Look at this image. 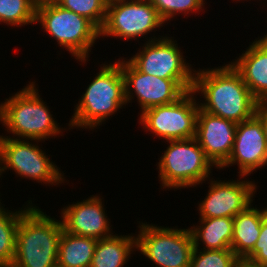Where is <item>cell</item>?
<instances>
[{
  "label": "cell",
  "mask_w": 267,
  "mask_h": 267,
  "mask_svg": "<svg viewBox=\"0 0 267 267\" xmlns=\"http://www.w3.org/2000/svg\"><path fill=\"white\" fill-rule=\"evenodd\" d=\"M45 32L69 51L79 62L86 63L91 47L100 38V30L86 17L61 7L58 3L36 8V21Z\"/></svg>",
  "instance_id": "8992f818"
},
{
  "label": "cell",
  "mask_w": 267,
  "mask_h": 267,
  "mask_svg": "<svg viewBox=\"0 0 267 267\" xmlns=\"http://www.w3.org/2000/svg\"><path fill=\"white\" fill-rule=\"evenodd\" d=\"M166 23L177 14H190L203 11L204 0H148ZM184 12V13H183ZM190 12V13H189Z\"/></svg>",
  "instance_id": "484cf974"
},
{
  "label": "cell",
  "mask_w": 267,
  "mask_h": 267,
  "mask_svg": "<svg viewBox=\"0 0 267 267\" xmlns=\"http://www.w3.org/2000/svg\"><path fill=\"white\" fill-rule=\"evenodd\" d=\"M97 239L77 236L63 229L58 245L57 267H90Z\"/></svg>",
  "instance_id": "44dd1931"
},
{
  "label": "cell",
  "mask_w": 267,
  "mask_h": 267,
  "mask_svg": "<svg viewBox=\"0 0 267 267\" xmlns=\"http://www.w3.org/2000/svg\"><path fill=\"white\" fill-rule=\"evenodd\" d=\"M192 91L204 97L199 107L236 124L252 118L259 102L229 63L212 69L194 71Z\"/></svg>",
  "instance_id": "6da1fadb"
},
{
  "label": "cell",
  "mask_w": 267,
  "mask_h": 267,
  "mask_svg": "<svg viewBox=\"0 0 267 267\" xmlns=\"http://www.w3.org/2000/svg\"><path fill=\"white\" fill-rule=\"evenodd\" d=\"M166 142L170 145L158 162V176L163 189L196 187L209 179L211 167L215 165L195 137Z\"/></svg>",
  "instance_id": "5b68a950"
},
{
  "label": "cell",
  "mask_w": 267,
  "mask_h": 267,
  "mask_svg": "<svg viewBox=\"0 0 267 267\" xmlns=\"http://www.w3.org/2000/svg\"><path fill=\"white\" fill-rule=\"evenodd\" d=\"M199 220L201 221L200 226L194 225L189 228L194 248H200L199 245L203 243L204 250L231 249L233 218H200Z\"/></svg>",
  "instance_id": "d6986e66"
},
{
  "label": "cell",
  "mask_w": 267,
  "mask_h": 267,
  "mask_svg": "<svg viewBox=\"0 0 267 267\" xmlns=\"http://www.w3.org/2000/svg\"><path fill=\"white\" fill-rule=\"evenodd\" d=\"M237 267H267V266L256 265L251 263L250 261L239 259L237 262Z\"/></svg>",
  "instance_id": "f1b7e54d"
},
{
  "label": "cell",
  "mask_w": 267,
  "mask_h": 267,
  "mask_svg": "<svg viewBox=\"0 0 267 267\" xmlns=\"http://www.w3.org/2000/svg\"><path fill=\"white\" fill-rule=\"evenodd\" d=\"M205 199L198 205L200 218H234L253 202L257 185L244 180H212Z\"/></svg>",
  "instance_id": "4fadbf2b"
},
{
  "label": "cell",
  "mask_w": 267,
  "mask_h": 267,
  "mask_svg": "<svg viewBox=\"0 0 267 267\" xmlns=\"http://www.w3.org/2000/svg\"><path fill=\"white\" fill-rule=\"evenodd\" d=\"M36 6L33 0H0V24L25 26L36 23Z\"/></svg>",
  "instance_id": "603a6c76"
},
{
  "label": "cell",
  "mask_w": 267,
  "mask_h": 267,
  "mask_svg": "<svg viewBox=\"0 0 267 267\" xmlns=\"http://www.w3.org/2000/svg\"><path fill=\"white\" fill-rule=\"evenodd\" d=\"M266 214L267 207L261 210L249 205L233 218L231 249L239 259H244L254 249L259 238L262 219Z\"/></svg>",
  "instance_id": "ac0fdd59"
},
{
  "label": "cell",
  "mask_w": 267,
  "mask_h": 267,
  "mask_svg": "<svg viewBox=\"0 0 267 267\" xmlns=\"http://www.w3.org/2000/svg\"><path fill=\"white\" fill-rule=\"evenodd\" d=\"M256 265L267 266V214L262 219L259 238L254 249L244 258Z\"/></svg>",
  "instance_id": "4316f807"
},
{
  "label": "cell",
  "mask_w": 267,
  "mask_h": 267,
  "mask_svg": "<svg viewBox=\"0 0 267 267\" xmlns=\"http://www.w3.org/2000/svg\"><path fill=\"white\" fill-rule=\"evenodd\" d=\"M230 64L259 102H267V38L256 39Z\"/></svg>",
  "instance_id": "e0dca14e"
},
{
  "label": "cell",
  "mask_w": 267,
  "mask_h": 267,
  "mask_svg": "<svg viewBox=\"0 0 267 267\" xmlns=\"http://www.w3.org/2000/svg\"><path fill=\"white\" fill-rule=\"evenodd\" d=\"M255 116L261 121L267 140V102H261L257 105Z\"/></svg>",
  "instance_id": "83f0119b"
},
{
  "label": "cell",
  "mask_w": 267,
  "mask_h": 267,
  "mask_svg": "<svg viewBox=\"0 0 267 267\" xmlns=\"http://www.w3.org/2000/svg\"><path fill=\"white\" fill-rule=\"evenodd\" d=\"M235 163L239 165L240 179L267 166V140L262 123L255 115L237 124L231 155L219 170Z\"/></svg>",
  "instance_id": "5bb4252c"
},
{
  "label": "cell",
  "mask_w": 267,
  "mask_h": 267,
  "mask_svg": "<svg viewBox=\"0 0 267 267\" xmlns=\"http://www.w3.org/2000/svg\"><path fill=\"white\" fill-rule=\"evenodd\" d=\"M239 258L232 249L204 250L194 248L190 267H237Z\"/></svg>",
  "instance_id": "d4e9b609"
},
{
  "label": "cell",
  "mask_w": 267,
  "mask_h": 267,
  "mask_svg": "<svg viewBox=\"0 0 267 267\" xmlns=\"http://www.w3.org/2000/svg\"><path fill=\"white\" fill-rule=\"evenodd\" d=\"M31 204L28 201V208L19 220L11 267H57L62 221Z\"/></svg>",
  "instance_id": "7a4b0ae2"
},
{
  "label": "cell",
  "mask_w": 267,
  "mask_h": 267,
  "mask_svg": "<svg viewBox=\"0 0 267 267\" xmlns=\"http://www.w3.org/2000/svg\"><path fill=\"white\" fill-rule=\"evenodd\" d=\"M59 1L60 0H33L36 8L42 5L55 4V3H58Z\"/></svg>",
  "instance_id": "f546056e"
},
{
  "label": "cell",
  "mask_w": 267,
  "mask_h": 267,
  "mask_svg": "<svg viewBox=\"0 0 267 267\" xmlns=\"http://www.w3.org/2000/svg\"><path fill=\"white\" fill-rule=\"evenodd\" d=\"M109 0H60L58 4L78 15L86 17L99 30L102 28Z\"/></svg>",
  "instance_id": "cb8c5ba5"
},
{
  "label": "cell",
  "mask_w": 267,
  "mask_h": 267,
  "mask_svg": "<svg viewBox=\"0 0 267 267\" xmlns=\"http://www.w3.org/2000/svg\"><path fill=\"white\" fill-rule=\"evenodd\" d=\"M164 23L148 0H109L100 36L138 39L163 27Z\"/></svg>",
  "instance_id": "8fae6325"
},
{
  "label": "cell",
  "mask_w": 267,
  "mask_h": 267,
  "mask_svg": "<svg viewBox=\"0 0 267 267\" xmlns=\"http://www.w3.org/2000/svg\"><path fill=\"white\" fill-rule=\"evenodd\" d=\"M237 124L231 120L210 114L199 108L196 122V135L206 156L220 168L230 157Z\"/></svg>",
  "instance_id": "9a60e30c"
},
{
  "label": "cell",
  "mask_w": 267,
  "mask_h": 267,
  "mask_svg": "<svg viewBox=\"0 0 267 267\" xmlns=\"http://www.w3.org/2000/svg\"><path fill=\"white\" fill-rule=\"evenodd\" d=\"M136 237L111 235L97 240L90 267H123L136 251Z\"/></svg>",
  "instance_id": "ffe728a7"
},
{
  "label": "cell",
  "mask_w": 267,
  "mask_h": 267,
  "mask_svg": "<svg viewBox=\"0 0 267 267\" xmlns=\"http://www.w3.org/2000/svg\"><path fill=\"white\" fill-rule=\"evenodd\" d=\"M12 212L0 207V267H11L21 214L28 208Z\"/></svg>",
  "instance_id": "7402d4cb"
},
{
  "label": "cell",
  "mask_w": 267,
  "mask_h": 267,
  "mask_svg": "<svg viewBox=\"0 0 267 267\" xmlns=\"http://www.w3.org/2000/svg\"><path fill=\"white\" fill-rule=\"evenodd\" d=\"M120 59L126 103H131L136 95L141 113L152 107L173 103L193 89L194 79L155 77L140 72L127 58V61L122 57Z\"/></svg>",
  "instance_id": "30bf717a"
},
{
  "label": "cell",
  "mask_w": 267,
  "mask_h": 267,
  "mask_svg": "<svg viewBox=\"0 0 267 267\" xmlns=\"http://www.w3.org/2000/svg\"><path fill=\"white\" fill-rule=\"evenodd\" d=\"M160 37L149 38L142 50L128 60L148 75L164 79H194L195 69L186 63L176 41L168 36Z\"/></svg>",
  "instance_id": "7c38bea8"
},
{
  "label": "cell",
  "mask_w": 267,
  "mask_h": 267,
  "mask_svg": "<svg viewBox=\"0 0 267 267\" xmlns=\"http://www.w3.org/2000/svg\"><path fill=\"white\" fill-rule=\"evenodd\" d=\"M194 95L189 90L173 103L144 110L139 117L140 124L144 130L166 141L194 138L200 108Z\"/></svg>",
  "instance_id": "9c48e42d"
},
{
  "label": "cell",
  "mask_w": 267,
  "mask_h": 267,
  "mask_svg": "<svg viewBox=\"0 0 267 267\" xmlns=\"http://www.w3.org/2000/svg\"><path fill=\"white\" fill-rule=\"evenodd\" d=\"M102 203V198L92 195L82 202L61 209L64 230L70 234L97 240L111 236L112 229Z\"/></svg>",
  "instance_id": "2e32d148"
},
{
  "label": "cell",
  "mask_w": 267,
  "mask_h": 267,
  "mask_svg": "<svg viewBox=\"0 0 267 267\" xmlns=\"http://www.w3.org/2000/svg\"><path fill=\"white\" fill-rule=\"evenodd\" d=\"M126 104L124 78L119 58L113 64H103L79 99L68 126L92 130Z\"/></svg>",
  "instance_id": "3957f363"
},
{
  "label": "cell",
  "mask_w": 267,
  "mask_h": 267,
  "mask_svg": "<svg viewBox=\"0 0 267 267\" xmlns=\"http://www.w3.org/2000/svg\"><path fill=\"white\" fill-rule=\"evenodd\" d=\"M35 82L0 104V122L16 139L44 141L62 133L47 105L38 94Z\"/></svg>",
  "instance_id": "277c9868"
},
{
  "label": "cell",
  "mask_w": 267,
  "mask_h": 267,
  "mask_svg": "<svg viewBox=\"0 0 267 267\" xmlns=\"http://www.w3.org/2000/svg\"><path fill=\"white\" fill-rule=\"evenodd\" d=\"M0 166V175L10 169L23 179L25 177L54 186L65 180L64 174L45 151L29 139L0 135Z\"/></svg>",
  "instance_id": "ba28073f"
},
{
  "label": "cell",
  "mask_w": 267,
  "mask_h": 267,
  "mask_svg": "<svg viewBox=\"0 0 267 267\" xmlns=\"http://www.w3.org/2000/svg\"><path fill=\"white\" fill-rule=\"evenodd\" d=\"M141 223L136 236L137 251L156 267H190L194 244L189 227L172 229Z\"/></svg>",
  "instance_id": "52a82bcc"
}]
</instances>
